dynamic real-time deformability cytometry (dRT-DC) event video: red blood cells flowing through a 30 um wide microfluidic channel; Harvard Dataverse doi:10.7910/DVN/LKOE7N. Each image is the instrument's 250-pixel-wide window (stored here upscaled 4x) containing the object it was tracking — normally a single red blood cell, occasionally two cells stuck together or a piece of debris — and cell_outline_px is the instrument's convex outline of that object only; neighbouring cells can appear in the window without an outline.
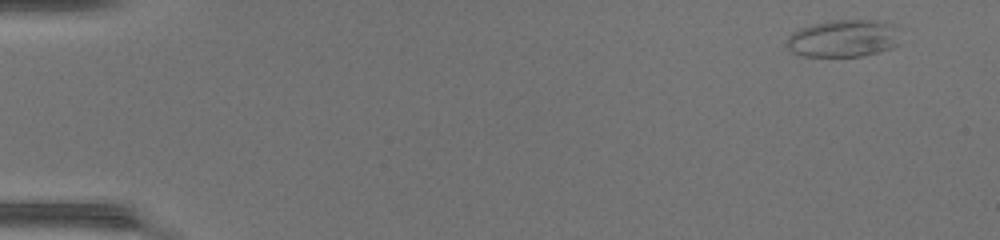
{"species": "common noctule bat (a hibernating species)", "species_latin": "Nyctalus noctula", "temperature_condition": "warm", "stored_images_in_passage": 46, "camera_frame_rate_fps": 3000, "um_per_image_px": 0.085, "animal": {"sex": "female", "body_mass_g": 17.0, "forearm_length_mm": 48.0}, "frame": {"image": 1, "passage_image": 1, "time_ms": 0.0, "image_size_px": [1000, 240], "cell_outline_px": [[900, 44], [892, 48], [860, 56], [804, 56], [792, 52], [788, 48], [788, 36], [792, 32], [800, 28], [812, 24], [828, 20], [880, 20], [896, 24], [900, 28]], "centroid_in_image_um": [71.77, 3.24], "position_along_channel_um": 13.2, "area_um2": 25.14}}
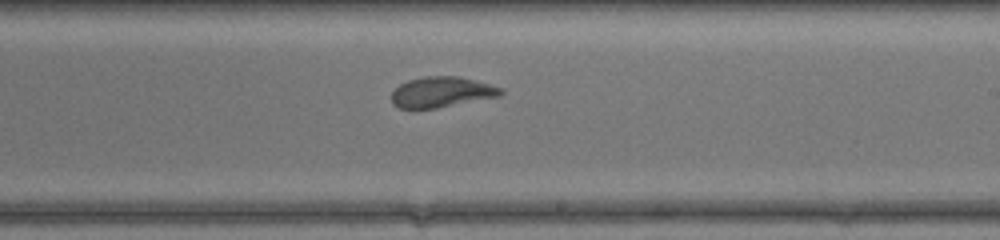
{"frame": {"image": 2, "passage_image": 27, "time_ms": 8.667, "image_size_px": [1000, 240], "cell_outline_px": [[504, 92], [500, 96], [436, 108], [400, 108], [392, 104], [392, 92], [400, 84], [408, 80], [424, 76], [460, 76], [476, 80], [504, 88]], "centroid_in_image_um": [37.57, 7.81], "position_along_channel_um": 251.4, "area_um2": 19.48}}
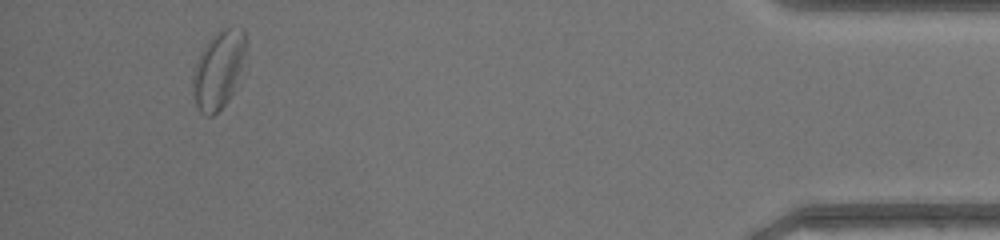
{"frame": {"image": 3, "passage_image": 43, "time_ms": 14.0, "image_size_px": [1000, 240], "cell_outline_px": [[244, 52], [240, 68], [232, 92], [228, 100], [212, 116], [208, 116], [200, 112], [196, 104], [192, 92], [192, 76], [200, 52], [208, 40], [220, 28], [244, 28]], "centroid_in_image_um": [18.51, 5.92], "position_along_channel_um": 416.7, "area_um2": 23.35}, "authors_computed_cell_mechanics": {"area_um2": 21.2415, "velocity_mm_per_s": 4.2967, "shape_relaxation_time_tau1_ms": 4.8314, "shape_relaxation_time_tau2_ms": 1.3959, "deformation_change_tau1": 0.1766, "deformation_change_tau2": 0.0855}}